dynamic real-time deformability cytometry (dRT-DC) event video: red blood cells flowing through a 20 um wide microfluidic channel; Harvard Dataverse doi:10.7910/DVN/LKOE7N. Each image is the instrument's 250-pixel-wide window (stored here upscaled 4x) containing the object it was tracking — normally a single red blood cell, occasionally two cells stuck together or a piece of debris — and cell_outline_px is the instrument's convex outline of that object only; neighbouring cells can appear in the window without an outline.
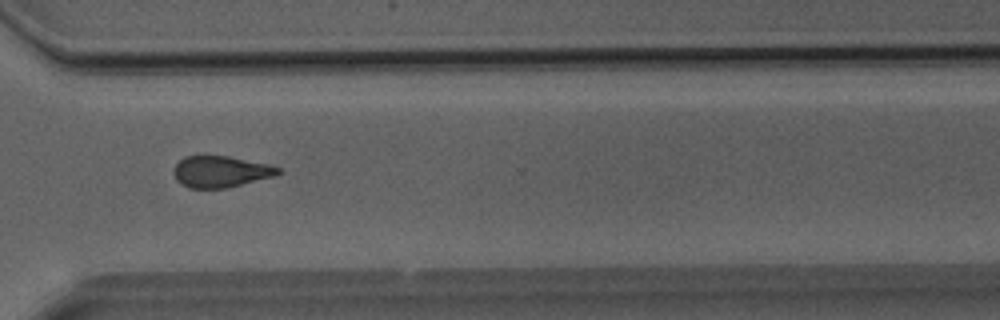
{"species": "Egyptian fruit bat (a non-hibernating species)", "species_latin": "Rousettus aegyptiacus", "temperature_condition": "room temperature", "stored_images_in_passage": 38, "camera_frame_rate_fps": 3000, "um_per_image_px": 0.085, "animal": {"sex": "male"}, "frame": {"image": 1, "passage_image": 28, "time_ms": 9.0, "image_size_px": [1000, 320], "cell_outline_px": [[284, 172], [276, 176], [228, 188], [188, 188], [180, 184], [176, 180], [172, 172], [176, 164], [184, 156], [204, 152], [228, 156], [268, 164], [280, 168]], "centroid_in_image_um": [18.73, 14.55], "position_along_channel_um": 351.9, "area_um2": 20.0}}
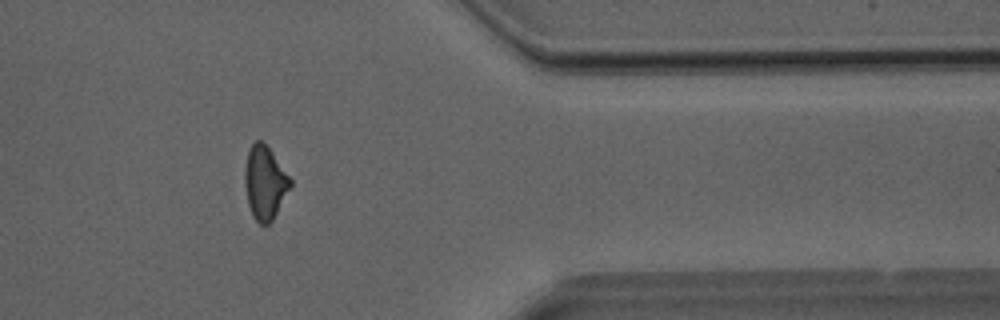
{"frame": {"image": 2, "passage_image": 31, "time_ms": 10.0, "image_size_px": [1000, 320], "cell_outline_px": [[292, 184], [272, 220], [268, 224], [260, 224], [252, 216], [248, 204], [244, 184], [244, 172], [248, 148], [256, 140], [260, 140], [272, 152], [292, 180]], "centroid_in_image_um": [22.49, 15.52], "position_along_channel_um": 388.9, "area_um2": 19.31}}
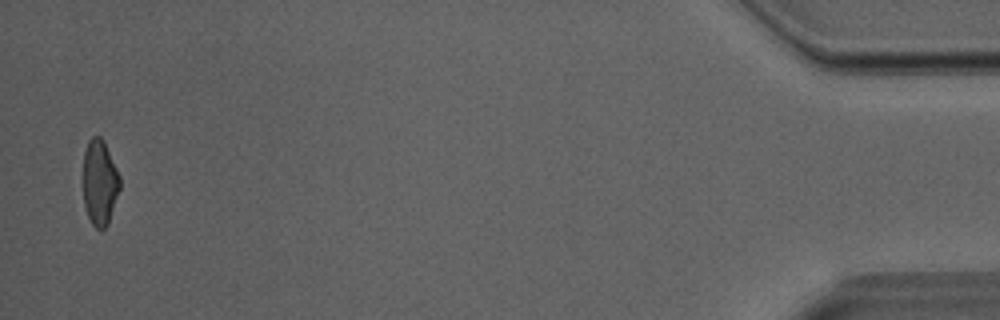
{"frame": {"image": 3, "passage_image": 37, "time_ms": 12.0, "image_size_px": [1000, 320], "cell_outline_px": [[120, 188], [108, 224], [104, 228], [96, 228], [92, 224], [88, 216], [84, 204], [84, 152], [88, 140], [92, 136], [100, 136], [104, 140], [120, 176]], "centroid_in_image_um": [8.48, 15.49], "position_along_channel_um": 426.7, "area_um2": 18.21}}